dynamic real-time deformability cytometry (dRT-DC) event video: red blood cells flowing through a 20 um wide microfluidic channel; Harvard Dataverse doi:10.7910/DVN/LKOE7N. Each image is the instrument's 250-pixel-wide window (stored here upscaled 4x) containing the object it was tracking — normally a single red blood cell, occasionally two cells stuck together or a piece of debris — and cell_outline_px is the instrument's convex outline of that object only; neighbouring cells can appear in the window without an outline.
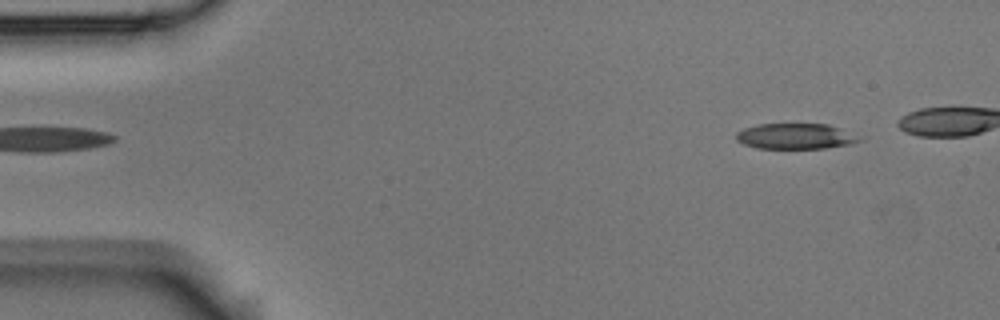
{"species": "Egyptian fruit bat (a non-hibernating species)", "species_latin": "Rousettus aegyptiacus", "temperature_condition": "room temperature", "stored_images_in_passage": 5, "camera_frame_rate_fps": 3000, "um_per_image_px": 0.085, "animal": {"sex": "male"}, "frame": {"image": 1, "passage_image": 1, "time_ms": 0.0, "image_size_px": [1000, 320], "cell_outline_px": [[864, 140], [848, 144], [824, 148], [756, 148], [744, 144], [736, 140], [736, 132], [744, 128], [756, 124], [828, 124], [864, 136]], "centroid_in_image_um": [67.66, 11.57], "position_along_channel_um": 17.3, "area_um2": 18.55}}